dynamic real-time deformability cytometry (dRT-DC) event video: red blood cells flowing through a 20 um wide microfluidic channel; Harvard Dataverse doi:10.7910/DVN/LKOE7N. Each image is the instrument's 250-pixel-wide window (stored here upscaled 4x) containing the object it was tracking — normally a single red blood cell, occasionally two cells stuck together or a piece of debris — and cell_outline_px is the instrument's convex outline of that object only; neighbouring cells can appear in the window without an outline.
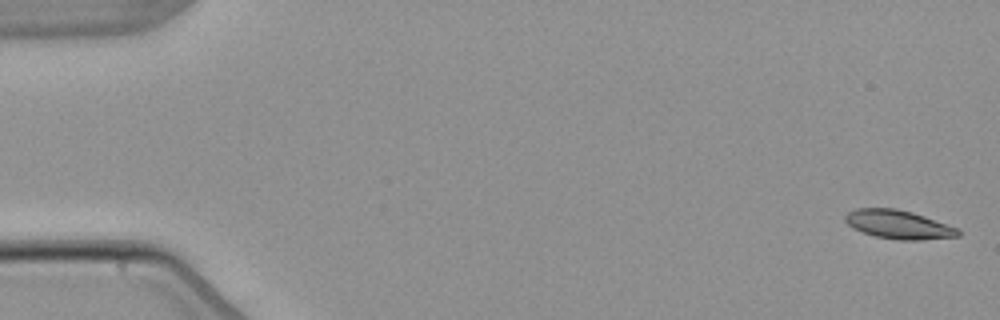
{"species": "common noctule bat (a hibernating species)", "species_latin": "Nyctalus noctula", "temperature_condition": "warm", "stored_images_in_passage": 4, "camera_frame_rate_fps": 3000, "um_per_image_px": 0.085, "animal": {"sex": "male", "body_mass_g": 21.5, "forearm_length_mm": 52.0}, "frame": {"image": 1, "passage_image": 1, "time_ms": 0.0, "image_size_px": [1000, 320], "cell_outline_px": [[960, 236], [920, 240], [900, 240], [876, 236], [852, 228], [844, 220], [844, 216], [848, 212], [856, 208], [896, 208], [912, 212], [960, 228]], "centroid_in_image_um": [76.39, 19.08], "position_along_channel_um": 8.6, "area_um2": 18.9}}
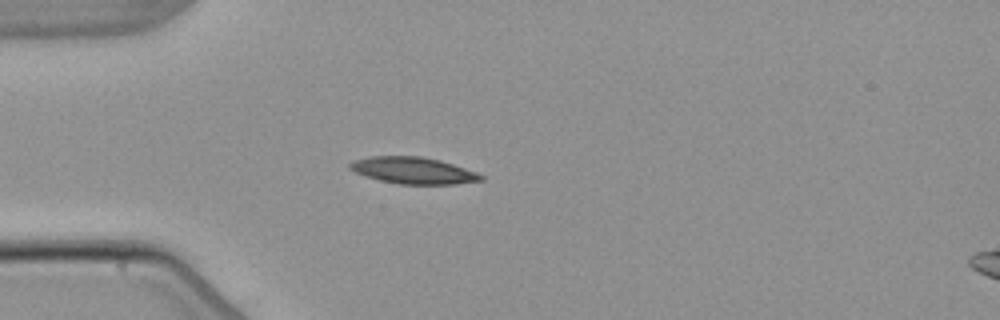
{"frame": {"image": 2, "passage_image": 4, "time_ms": 4.667, "image_size_px": [1000, 320], "cell_outline_px": [[484, 180], [456, 184], [400, 184], [380, 180], [364, 176], [348, 168], [348, 164], [356, 160], [368, 156], [420, 156], [440, 160], [476, 172], [484, 176]], "centroid_in_image_um": [35.12, 14.49], "position_along_channel_um": 49.9, "area_um2": 20.29}}